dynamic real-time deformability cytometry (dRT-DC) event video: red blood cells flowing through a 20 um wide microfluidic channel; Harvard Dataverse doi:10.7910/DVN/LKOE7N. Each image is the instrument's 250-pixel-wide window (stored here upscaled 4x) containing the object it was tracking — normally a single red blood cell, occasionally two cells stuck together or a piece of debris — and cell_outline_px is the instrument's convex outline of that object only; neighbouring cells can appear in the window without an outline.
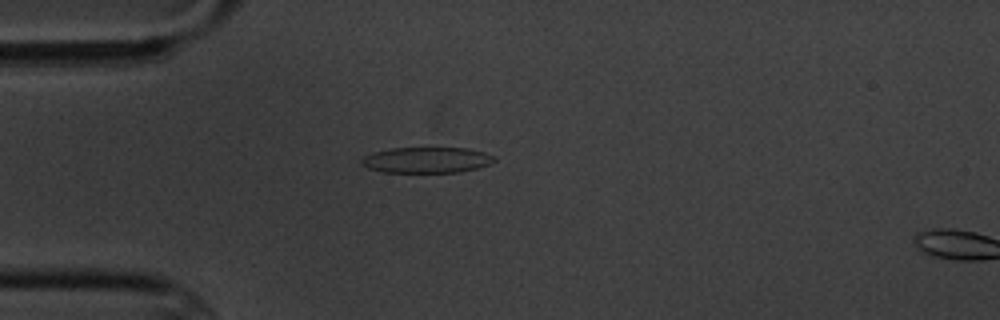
{"species": "common noctule bat (a hibernating species)", "species_latin": "Nyctalus noctula", "temperature_condition": "cold", "stored_images_in_passage": 5, "camera_frame_rate_fps": 3000, "um_per_image_px": 0.085, "animal": {"sex": "male", "body_mass_g": 20.1, "forearm_length_mm": 53.5}, "frame": {"image": 1, "passage_image": 4, "time_ms": 4.333, "image_size_px": [1000, 320], "cell_outline_px": [[496, 160], [488, 164], [476, 168], [460, 172], [384, 172], [368, 168], [360, 164], [360, 160], [364, 156], [372, 152], [392, 148], [468, 148], [484, 152], [496, 156]], "centroid_in_image_um": [36.25, 13.59], "position_along_channel_um": 48.7, "area_um2": 20.0}}